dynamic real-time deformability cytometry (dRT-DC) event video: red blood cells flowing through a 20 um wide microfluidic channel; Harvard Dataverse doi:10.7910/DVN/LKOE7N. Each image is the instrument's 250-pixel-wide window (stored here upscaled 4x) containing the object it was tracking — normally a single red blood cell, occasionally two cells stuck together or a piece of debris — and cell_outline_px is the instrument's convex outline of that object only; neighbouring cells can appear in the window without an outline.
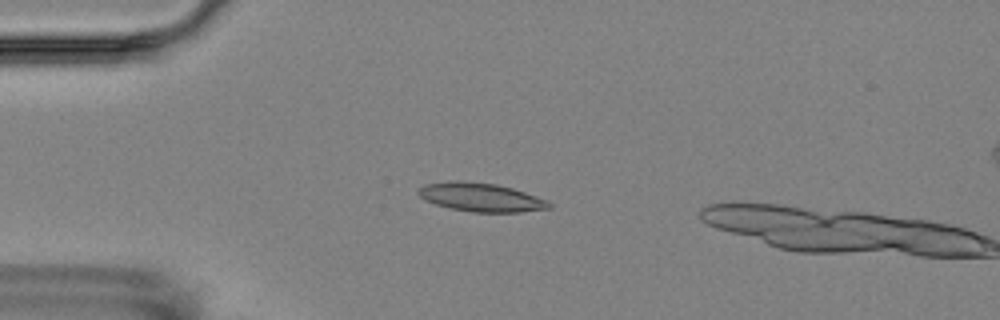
{"species": "Egyptian fruit bat (a non-hibernating species)", "species_latin": "Rousettus aegyptiacus", "temperature_condition": "room temperature", "stored_images_in_passage": 5, "camera_frame_rate_fps": 3000, "um_per_image_px": 0.085, "animal": {"sex": "female"}, "frame": {"image": 1, "passage_image": 4, "time_ms": 3.333, "image_size_px": [1000, 320], "cell_outline_px": [[552, 208], [520, 212], [472, 212], [452, 208], [436, 204], [424, 200], [416, 192], [424, 184], [448, 180], [460, 180], [496, 184], [512, 188], [548, 200], [552, 204]], "centroid_in_image_um": [40.87, 16.76], "position_along_channel_um": 44.1, "area_um2": 21.91}}